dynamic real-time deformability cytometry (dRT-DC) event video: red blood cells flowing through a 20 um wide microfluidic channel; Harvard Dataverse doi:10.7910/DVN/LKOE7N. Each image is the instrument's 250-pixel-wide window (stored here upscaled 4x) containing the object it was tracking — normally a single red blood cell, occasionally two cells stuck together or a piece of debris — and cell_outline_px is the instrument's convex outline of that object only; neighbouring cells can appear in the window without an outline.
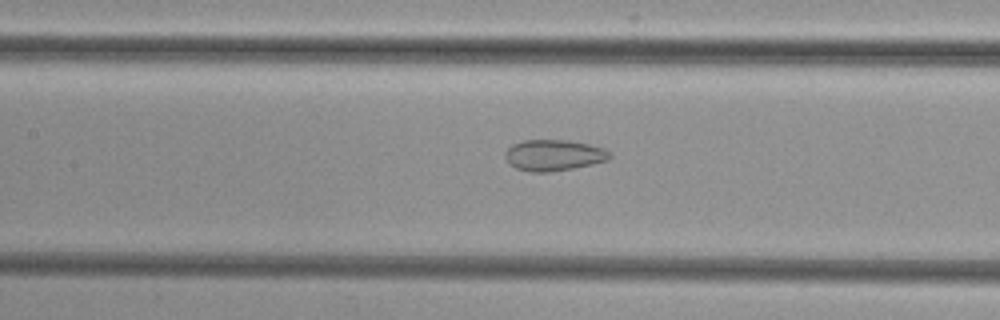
{"species": "common noctule bat (a hibernating species)", "species_latin": "Nyctalus noctula", "temperature_condition": "cold", "stored_images_in_passage": 36, "camera_frame_rate_fps": 3000, "um_per_image_px": 0.085, "animal": {"sex": "female", "body_mass_g": 29.2, "forearm_length_mm": 56.3}, "frame": {"image": 1, "passage_image": 13, "time_ms": 4.0, "image_size_px": [1000, 320], "cell_outline_px": [[612, 156], [608, 160], [592, 164], [572, 168], [548, 172], [528, 172], [516, 168], [508, 164], [504, 156], [504, 152], [512, 144], [524, 140], [568, 140], [588, 144], [604, 148]], "centroid_in_image_um": [47.02, 13.19], "position_along_channel_um": 160.4, "area_um2": 19.02}}
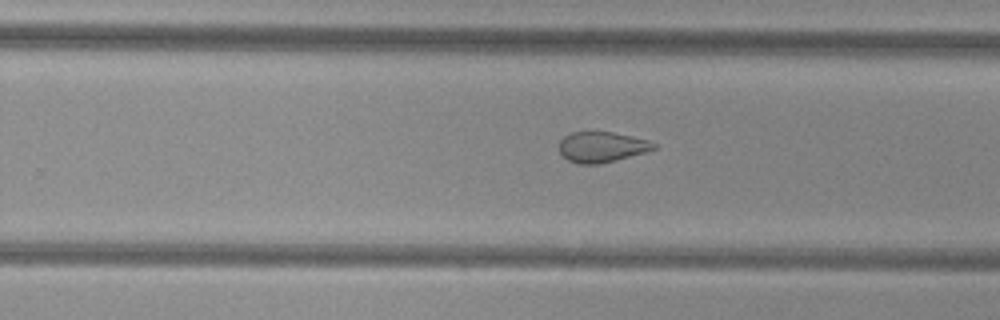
{"frame": {"image": 2, "passage_image": 22, "time_ms": 7.0, "image_size_px": [1000, 320], "cell_outline_px": [[656, 148], [644, 152], [616, 160], [600, 164], [576, 164], [568, 160], [560, 152], [560, 140], [564, 136], [572, 132], [612, 132], [632, 136], [648, 140], [656, 144]], "centroid_in_image_um": [51.14, 12.49], "position_along_channel_um": 278.7, "area_um2": 16.7}}
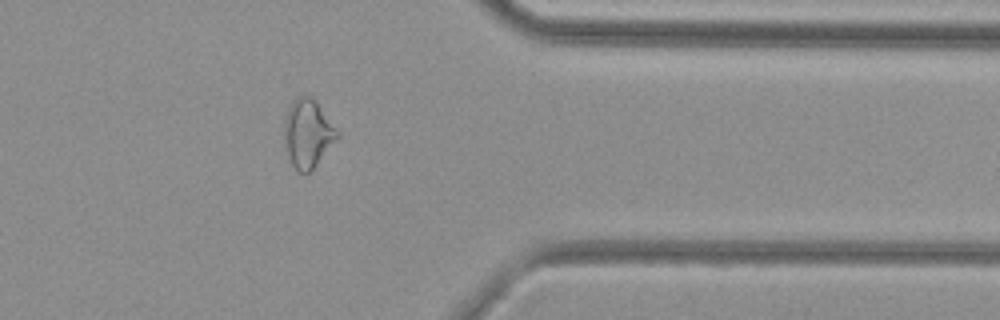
{"frame": {"image": 3, "passage_image": 31, "time_ms": 10.0, "image_size_px": [1000, 320], "cell_outline_px": [[340, 136], [312, 172], [296, 172], [288, 160], [284, 148], [284, 120], [288, 108], [292, 100], [296, 96], [308, 96], [316, 100], [340, 132]], "centroid_in_image_um": [26.16, 11.38], "position_along_channel_um": 385.2, "area_um2": 21.85}}